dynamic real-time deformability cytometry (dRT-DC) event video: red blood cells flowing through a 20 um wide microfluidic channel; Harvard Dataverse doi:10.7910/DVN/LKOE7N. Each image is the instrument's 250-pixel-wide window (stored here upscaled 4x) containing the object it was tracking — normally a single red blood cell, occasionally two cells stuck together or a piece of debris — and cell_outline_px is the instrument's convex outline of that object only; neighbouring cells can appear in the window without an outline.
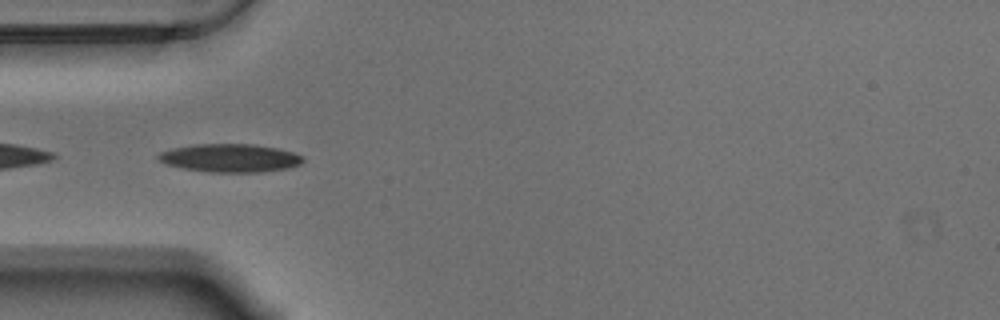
{"species": "Egyptian fruit bat (a non-hibernating species)", "species_latin": "Rousettus aegyptiacus", "temperature_condition": "warm", "stored_images_in_passage": 18, "camera_frame_rate_fps": 3000, "um_per_image_px": 0.085, "animal": {"sex": "male"}, "frame": {"image": 1, "passage_image": 1, "time_ms": 0.0, "image_size_px": [1000, 320], "cell_outline_px": [[304, 160], [300, 164], [288, 168], [264, 172], [208, 172], [184, 168], [164, 164], [156, 156], [160, 152], [172, 148], [196, 144], [256, 144], [276, 148], [292, 152], [304, 156]], "centroid_in_image_um": [19.56, 13.43], "position_along_channel_um": 65.4, "area_um2": 23.87}}
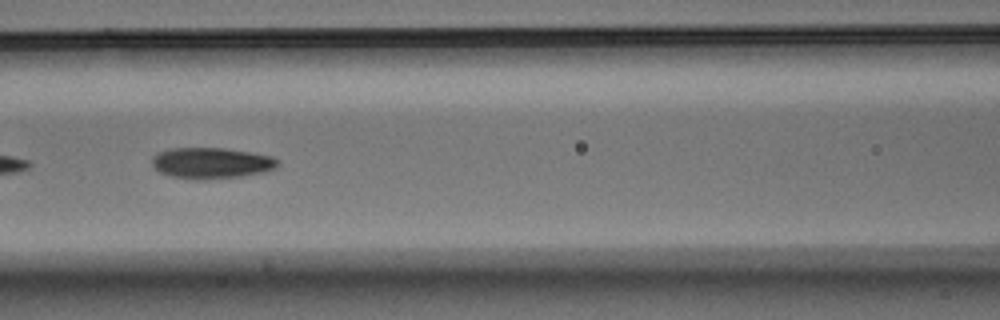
{"frame": {"image": 2, "passage_image": 8, "time_ms": 2.333, "image_size_px": [1000, 320], "cell_outline_px": [[280, 164], [276, 168], [264, 172], [240, 176], [204, 180], [196, 180], [172, 176], [160, 172], [152, 164], [152, 156], [168, 148], [224, 148], [272, 156]], "centroid_in_image_um": [17.96, 13.86], "position_along_channel_um": 148.6, "area_um2": 22.66}}
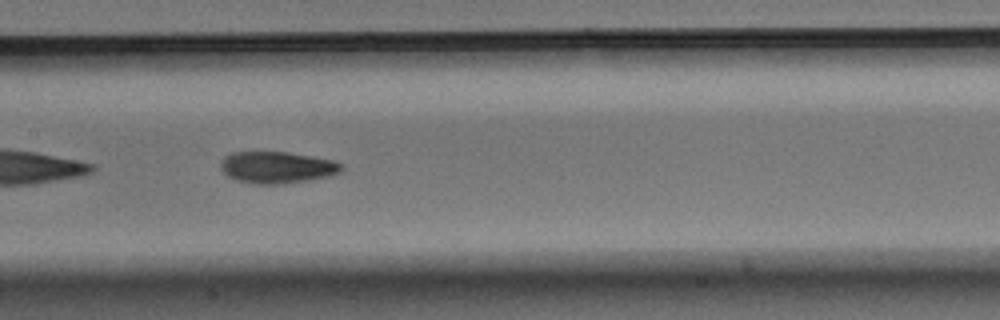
{"frame": {"image": 3, "passage_image": 11, "time_ms": 3.333, "image_size_px": [1000, 320], "cell_outline_px": [[344, 168], [340, 172], [328, 176], [308, 180], [284, 184], [256, 184], [236, 180], [228, 176], [220, 168], [220, 164], [224, 156], [232, 152], [288, 152], [336, 160], [344, 164]], "centroid_in_image_um": [23.57, 14.22], "position_along_channel_um": 183.8, "area_um2": 22.54}}